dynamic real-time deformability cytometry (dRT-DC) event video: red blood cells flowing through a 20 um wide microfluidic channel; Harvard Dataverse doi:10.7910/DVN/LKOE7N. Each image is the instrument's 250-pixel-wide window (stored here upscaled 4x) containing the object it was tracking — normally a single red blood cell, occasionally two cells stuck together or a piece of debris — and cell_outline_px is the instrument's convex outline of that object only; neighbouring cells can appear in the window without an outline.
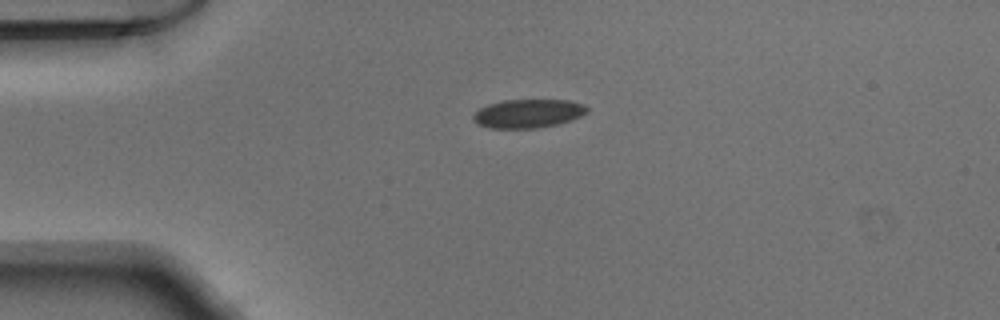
{"species": "Egyptian fruit bat (a non-hibernating species)", "species_latin": "Rousettus aegyptiacus", "temperature_condition": "warm", "stored_images_in_passage": 39, "camera_frame_rate_fps": 3000, "um_per_image_px": 0.085, "animal": {"sex": "male"}, "frame": {"image": 1, "passage_image": 1, "time_ms": 0.0, "image_size_px": [1000, 320], "cell_outline_px": [[588, 112], [572, 120], [556, 124], [536, 128], [488, 128], [476, 124], [472, 120], [472, 116], [480, 108], [488, 104], [504, 100], [568, 100], [584, 104], [588, 108]], "centroid_in_image_um": [44.87, 9.65], "position_along_channel_um": 40.1, "area_um2": 19.07}}
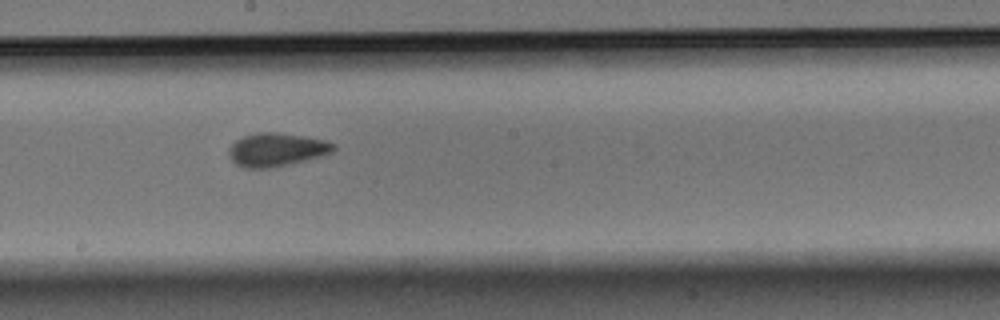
{"frame": {"image": 2, "passage_image": 17, "time_ms": 5.333, "image_size_px": [1000, 320], "cell_outline_px": [[336, 148], [332, 152], [320, 156], [304, 160], [268, 168], [244, 168], [236, 164], [232, 160], [228, 152], [228, 148], [236, 140], [244, 136], [256, 132], [280, 132], [324, 140], [336, 144]], "centroid_in_image_um": [23.48, 12.71], "position_along_channel_um": 224.7, "area_um2": 20.17}}
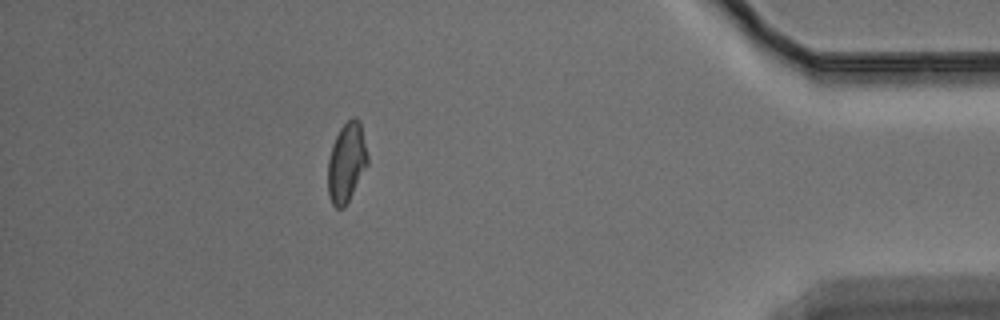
{"frame": {"image": 3, "passage_image": 34, "time_ms": 11.0, "image_size_px": [1000, 320], "cell_outline_px": [[368, 164], [344, 208], [336, 208], [332, 204], [328, 196], [328, 160], [332, 144], [340, 128], [352, 116], [356, 116], [360, 120], [368, 156]], "centroid_in_image_um": [29.45, 13.79], "position_along_channel_um": 405.7, "area_um2": 18.44}}